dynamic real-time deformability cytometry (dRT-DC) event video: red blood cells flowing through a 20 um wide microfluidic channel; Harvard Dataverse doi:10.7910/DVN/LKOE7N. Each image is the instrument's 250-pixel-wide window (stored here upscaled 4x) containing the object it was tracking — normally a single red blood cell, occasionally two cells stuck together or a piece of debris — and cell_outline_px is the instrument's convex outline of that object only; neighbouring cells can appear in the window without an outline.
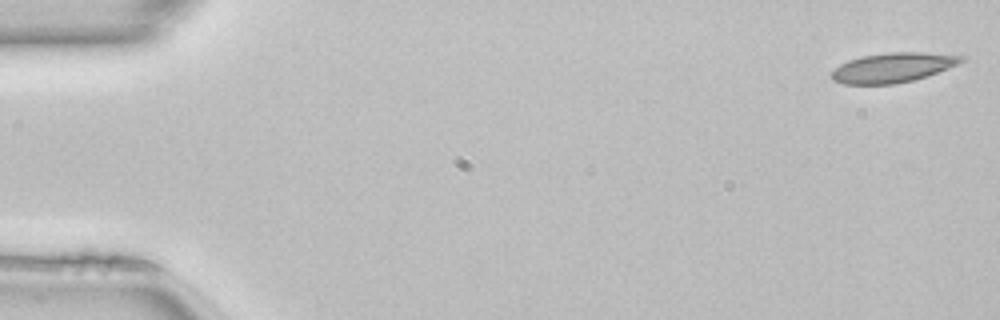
{"species": "common noctule bat (a hibernating species)", "species_latin": "Nyctalus noctula", "temperature_condition": "room temperature", "stored_images_in_passage": 49, "camera_frame_rate_fps": 3000, "um_per_image_px": 0.085, "animal": {"sex": "female", "body_mass_g": 22.7, "forearm_length_mm": 54.2}, "frame": {"image": 1, "passage_image": 1, "time_ms": 0.0, "image_size_px": [1000, 320], "cell_outline_px": [[968, 56], [964, 60], [948, 68], [928, 76], [896, 84], [844, 84], [832, 80], [832, 72], [840, 64], [848, 60], [864, 56], [892, 52], [920, 52]], "centroid_in_image_um": [75.91, 5.75], "position_along_channel_um": 9.1, "area_um2": 22.25}}
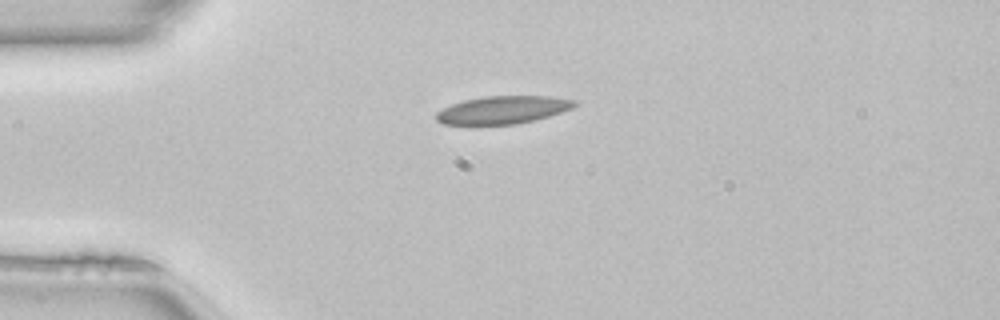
{"frame": {"image": 2, "passage_image": 12, "time_ms": 3.667, "image_size_px": [1000, 320], "cell_outline_px": [[576, 104], [572, 108], [548, 116], [516, 124], [480, 128], [472, 128], [440, 124], [436, 120], [436, 112], [452, 104], [464, 100], [484, 96], [552, 96], [576, 100]], "centroid_in_image_um": [42.61, 9.4], "position_along_channel_um": 42.4, "area_um2": 23.41}}
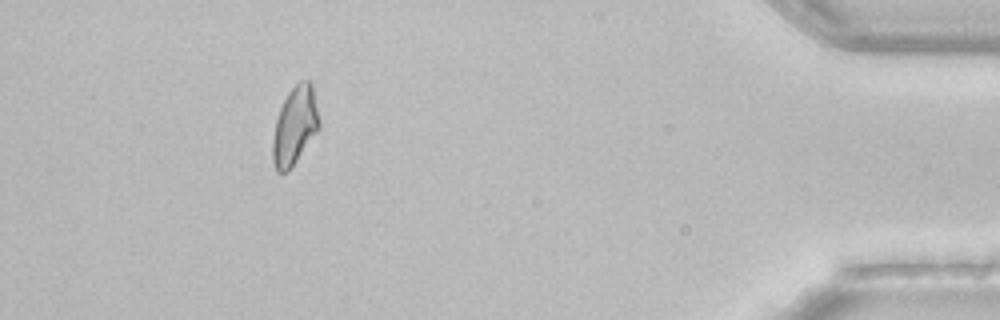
{"frame": {"image": 3, "passage_image": 45, "time_ms": 14.667, "image_size_px": [1000, 320], "cell_outline_px": [[320, 128], [292, 168], [288, 172], [276, 172], [272, 160], [272, 140], [276, 120], [280, 108], [288, 92], [300, 80], [312, 80], [320, 120]], "centroid_in_image_um": [25.08, 10.7], "position_along_channel_um": 410.1, "area_um2": 21.56}, "authors_computed_cell_mechanics": {"area_um2": 21.6172, "velocity_mm_per_s": 4.1053, "shape_relaxation_time_tau1_ms": null, "shape_relaxation_time_tau2_ms": 4.1135, "deformation_change_tau1": null, "deformation_change_tau2": 0.0899}}